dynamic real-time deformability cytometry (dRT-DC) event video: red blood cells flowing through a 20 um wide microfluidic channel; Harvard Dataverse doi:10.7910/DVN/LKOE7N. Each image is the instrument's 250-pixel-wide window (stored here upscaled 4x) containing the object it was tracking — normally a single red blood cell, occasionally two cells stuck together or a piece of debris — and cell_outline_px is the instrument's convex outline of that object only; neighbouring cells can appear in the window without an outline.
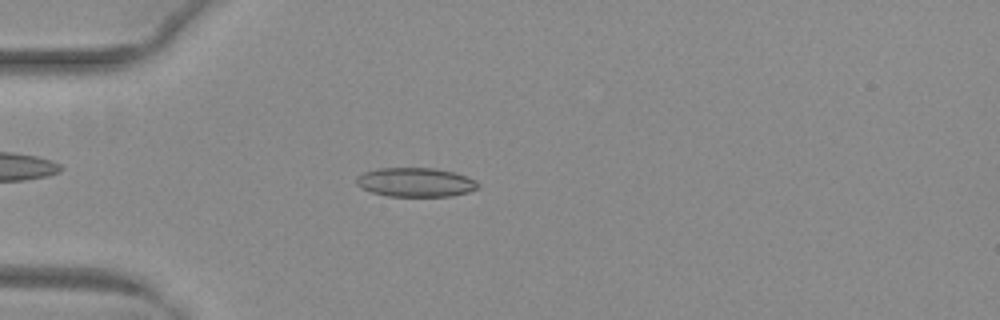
{"species": "common noctule bat (a hibernating species)", "species_latin": "Nyctalus noctula", "temperature_condition": "warm", "stored_images_in_passage": 46, "camera_frame_rate_fps": 3000, "um_per_image_px": 0.085, "animal": {"sex": "female", "body_mass_g": 29.2, "forearm_length_mm": 56.3}, "frame": {"image": 1, "passage_image": 9, "time_ms": 2.667, "image_size_px": [1000, 320], "cell_outline_px": [[480, 188], [468, 192], [452, 196], [388, 196], [372, 192], [360, 188], [356, 184], [356, 176], [364, 172], [380, 168], [432, 168], [452, 172], [476, 180], [480, 184]], "centroid_in_image_um": [35.31, 15.5], "position_along_channel_um": 49.7, "area_um2": 20.63}}
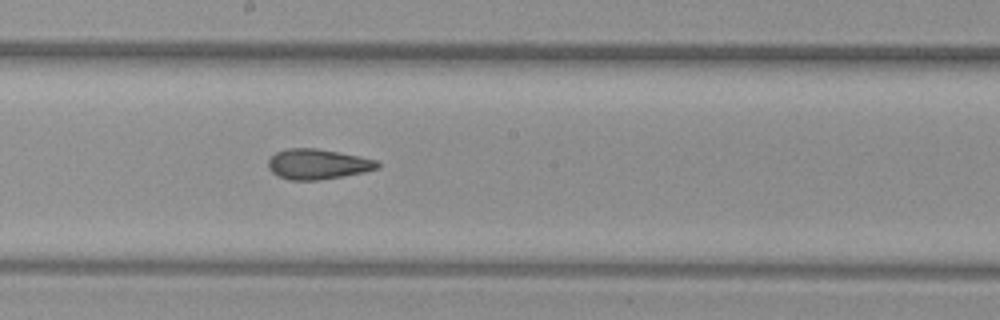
{"frame": {"image": 2, "passage_image": 23, "time_ms": 7.333, "image_size_px": [1000, 320], "cell_outline_px": [[380, 168], [364, 172], [344, 176], [320, 180], [288, 180], [276, 176], [268, 168], [268, 160], [276, 152], [288, 148], [316, 148], [376, 160], [380, 164]], "centroid_in_image_um": [26.97, 13.97], "position_along_channel_um": 221.2, "area_um2": 19.25}}
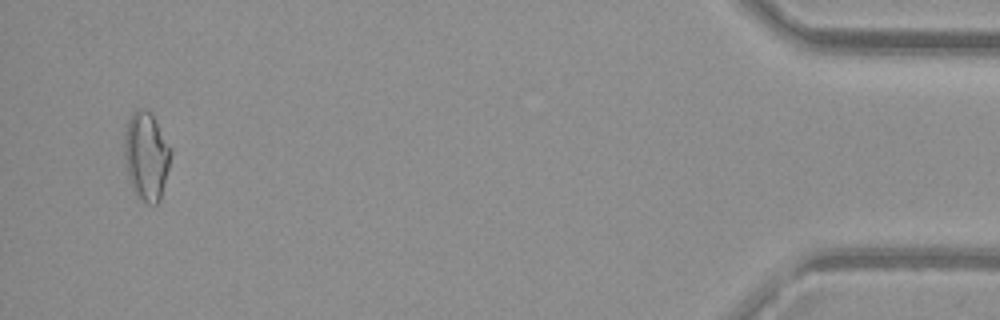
{"frame": {"image": 3, "passage_image": 44, "time_ms": 14.333, "image_size_px": [1000, 320], "cell_outline_px": [[172, 152], [160, 200], [156, 204], [148, 204], [140, 200], [132, 192], [128, 180], [124, 156], [124, 136], [128, 120], [132, 112], [148, 112], [152, 116]], "centroid_in_image_um": [12.4, 13.37], "position_along_channel_um": 422.8, "area_um2": 23.47}, "authors_computed_cell_mechanics": {"area_um2": 20.1144, "velocity_mm_per_s": 4.0221, "shape_relaxation_time_tau1_ms": null, "shape_relaxation_time_tau2_ms": 2.0727, "deformation_change_tau1": null, "deformation_change_tau2": 0.0892}}